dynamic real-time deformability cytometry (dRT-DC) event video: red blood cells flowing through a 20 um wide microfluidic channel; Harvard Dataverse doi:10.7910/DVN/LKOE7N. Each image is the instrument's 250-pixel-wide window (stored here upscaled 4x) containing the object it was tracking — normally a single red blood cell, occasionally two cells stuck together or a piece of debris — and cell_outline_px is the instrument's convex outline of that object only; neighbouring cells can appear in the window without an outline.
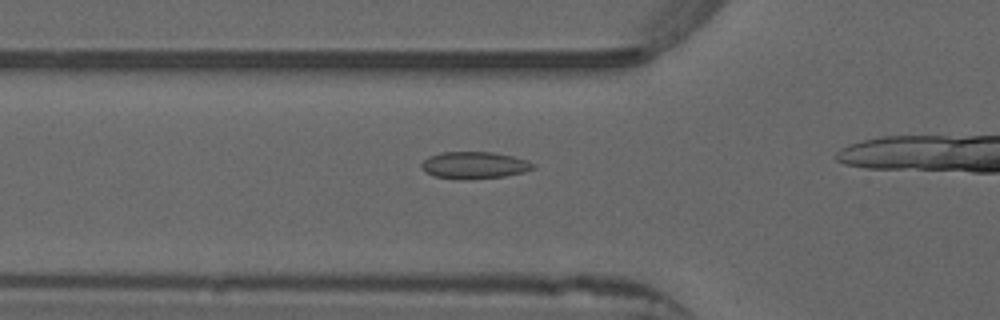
{"species": "common noctule bat (a hibernating species)", "species_latin": "Nyctalus noctula", "temperature_condition": "warm", "stored_images_in_passage": 18, "camera_frame_rate_fps": 3000, "um_per_image_px": 0.085, "animal": {"sex": "male", "forearm_length_mm": 52.5}, "frame": {"image": 1, "passage_image": 13, "time_ms": 4.0, "image_size_px": [1000, 320], "cell_outline_px": [[536, 168], [524, 172], [504, 176], [460, 180], [432, 176], [424, 172], [420, 168], [420, 164], [428, 156], [440, 152], [492, 152], [512, 156], [528, 160], [536, 164]], "centroid_in_image_um": [40.29, 14.04], "position_along_channel_um": 85.5, "area_um2": 17.86}}
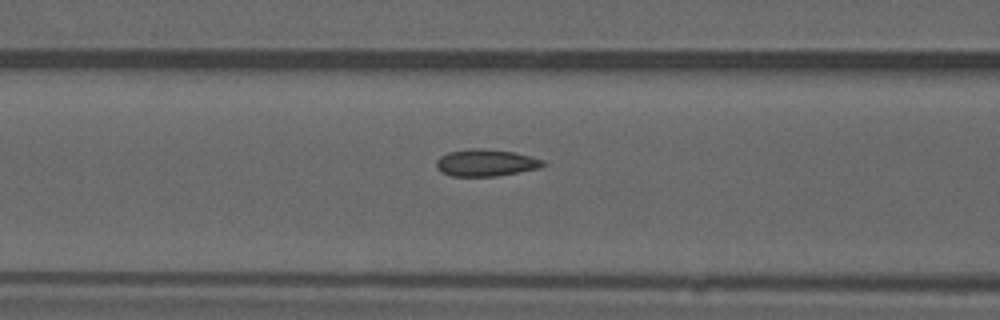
{"frame": {"image": 2, "passage_image": 16, "time_ms": 5.0, "image_size_px": [1000, 320], "cell_outline_px": [[548, 164], [540, 168], [496, 176], [452, 176], [440, 172], [436, 168], [436, 160], [440, 156], [448, 152], [472, 148], [480, 148], [512, 152], [544, 160]], "centroid_in_image_um": [41.27, 13.84], "position_along_channel_um": 125.3, "area_um2": 16.76}}